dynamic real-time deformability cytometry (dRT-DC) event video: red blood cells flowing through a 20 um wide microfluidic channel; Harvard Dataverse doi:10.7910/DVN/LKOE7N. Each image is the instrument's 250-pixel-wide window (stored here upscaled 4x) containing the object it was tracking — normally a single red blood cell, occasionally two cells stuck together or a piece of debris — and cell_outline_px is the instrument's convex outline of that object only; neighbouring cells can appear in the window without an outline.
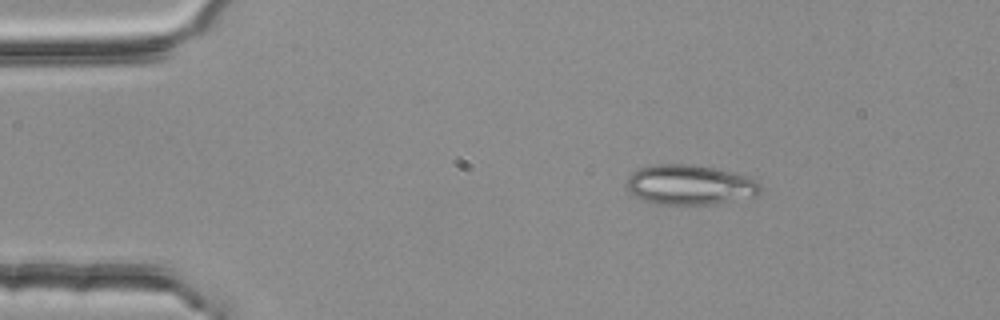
{"species": "common noctule bat (a hibernating species)", "species_latin": "Nyctalus noctula", "temperature_condition": "room temperature", "stored_images_in_passage": 4, "camera_frame_rate_fps": 3000, "um_per_image_px": 0.085, "animal": {"sex": "female", "body_mass_g": 25.1}, "frame": {"image": 1, "passage_image": 1, "time_ms": 0.0, "image_size_px": [1000, 320], "cell_outline_px": [[760, 196], [716, 204], [656, 204], [644, 200], [636, 196], [624, 184], [628, 176], [632, 172], [640, 168], [652, 164], [688, 164], [712, 168], [748, 176], [756, 180], [760, 184]], "centroid_in_image_um": [58.65, 15.72], "position_along_channel_um": 26.3, "area_um2": 31.27}}